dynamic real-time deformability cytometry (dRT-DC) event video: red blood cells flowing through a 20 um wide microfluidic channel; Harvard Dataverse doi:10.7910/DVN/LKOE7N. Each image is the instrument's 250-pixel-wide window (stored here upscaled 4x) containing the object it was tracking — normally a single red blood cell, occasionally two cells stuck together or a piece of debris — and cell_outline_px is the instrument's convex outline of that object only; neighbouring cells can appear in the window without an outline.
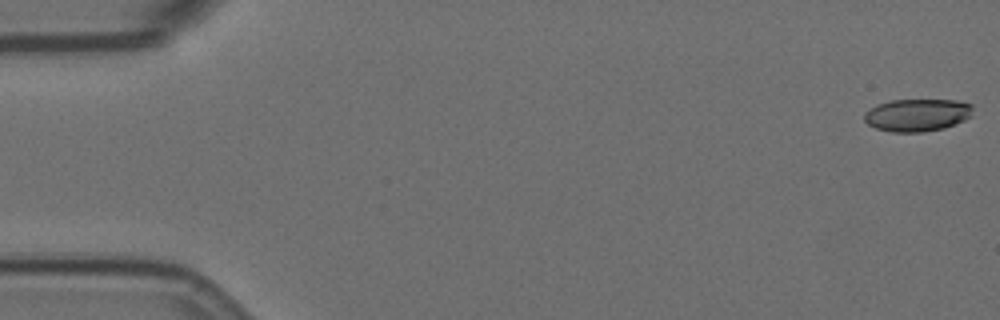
{"species": "Egyptian fruit bat (a non-hibernating species)", "species_latin": "Rousettus aegyptiacus", "temperature_condition": "room temperature", "stored_images_in_passage": 9, "camera_frame_rate_fps": 3000, "um_per_image_px": 0.085, "animal": {"sex": "female"}, "frame": {"image": 1, "passage_image": 1, "time_ms": 0.0, "image_size_px": [1000, 320], "cell_outline_px": [[972, 116], [964, 120], [944, 128], [924, 132], [892, 132], [876, 128], [868, 124], [864, 120], [864, 112], [880, 104], [892, 100], [956, 100], [972, 104]], "centroid_in_image_um": [77.98, 9.78], "position_along_channel_um": 7.0, "area_um2": 20.52}}